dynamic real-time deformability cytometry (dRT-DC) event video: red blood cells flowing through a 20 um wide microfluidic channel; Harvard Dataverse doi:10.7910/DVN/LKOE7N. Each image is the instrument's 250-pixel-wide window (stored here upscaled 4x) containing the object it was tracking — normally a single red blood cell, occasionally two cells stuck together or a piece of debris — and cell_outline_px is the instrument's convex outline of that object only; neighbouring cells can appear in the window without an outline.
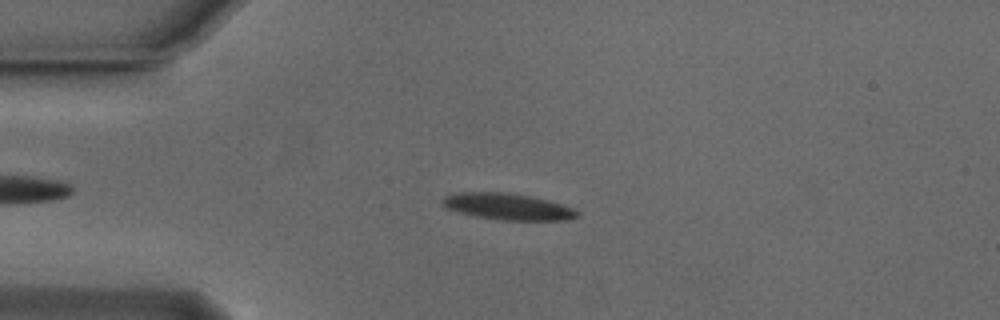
{"species": "Egyptian fruit bat (a non-hibernating species)", "species_latin": "Rousettus aegyptiacus", "temperature_condition": "cold", "stored_images_in_passage": 53, "camera_frame_rate_fps": 3000, "um_per_image_px": 0.085, "animal": {"sex": "male"}, "frame": {"image": 1, "passage_image": 12, "time_ms": 3.667, "image_size_px": [1000, 320], "cell_outline_px": [[580, 216], [568, 220], [496, 220], [472, 216], [444, 208], [444, 196], [460, 192], [500, 192], [528, 196], [560, 204], [572, 208], [580, 212]], "centroid_in_image_um": [43.13, 17.58], "position_along_channel_um": 41.9, "area_um2": 20.63}}
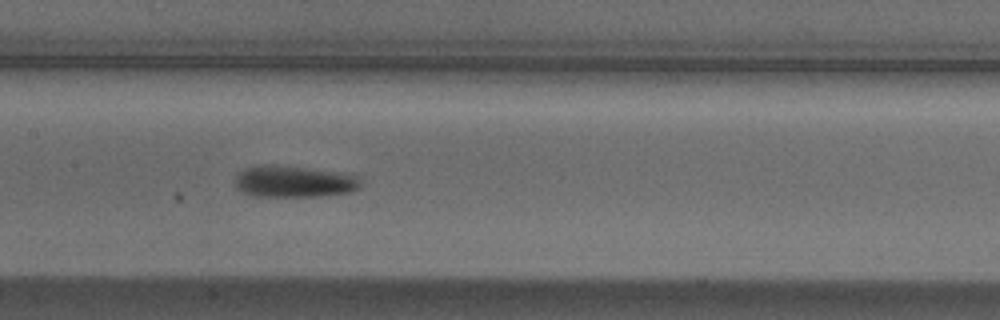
{"frame": {"image": 2, "passage_image": 25, "time_ms": 8.0, "image_size_px": [1000, 320], "cell_outline_px": [[360, 188], [352, 192], [320, 196], [252, 196], [236, 188], [236, 176], [240, 172], [248, 168], [264, 164], [276, 164], [352, 172], [360, 180]], "centroid_in_image_um": [25.07, 15.41], "position_along_channel_um": 182.3, "area_um2": 23.64}}
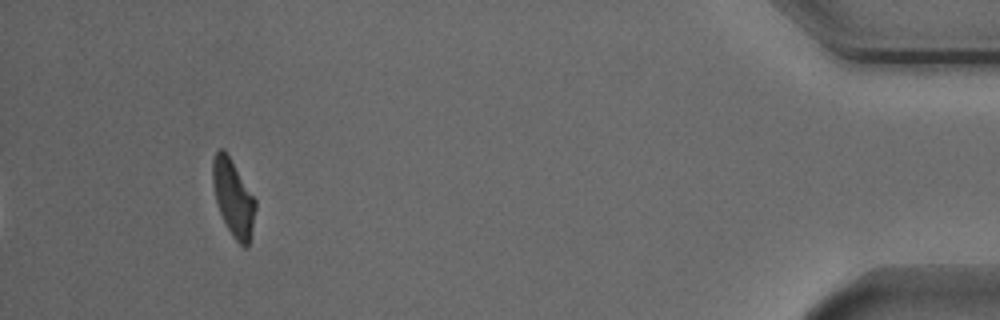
{"frame": {"image": 3, "passage_image": 49, "time_ms": 16.0, "image_size_px": [1000, 320], "cell_outline_px": [[256, 208], [248, 248], [244, 248], [232, 236], [220, 212], [216, 200], [212, 184], [212, 160], [216, 152], [220, 148], [224, 148], [256, 200]], "centroid_in_image_um": [19.82, 16.81], "position_along_channel_um": 415.4, "area_um2": 18.9}, "authors_computed_cell_mechanics": {"area_um2": 20.6346, "velocity_mm_per_s": 3.8171, "shape_relaxation_time_tau1_ms": 2.6064, "shape_relaxation_time_tau2_ms": null, "deformation_change_tau1": 0.1352, "deformation_change_tau2": null}}